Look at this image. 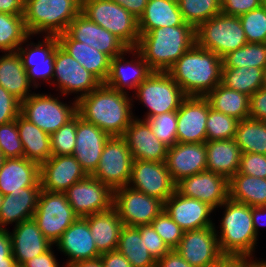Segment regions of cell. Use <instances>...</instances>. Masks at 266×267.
<instances>
[{"mask_svg": "<svg viewBox=\"0 0 266 267\" xmlns=\"http://www.w3.org/2000/svg\"><path fill=\"white\" fill-rule=\"evenodd\" d=\"M41 187H24L21 191L4 195L0 210V229L8 224L17 226L24 220L33 218L37 208Z\"/></svg>", "mask_w": 266, "mask_h": 267, "instance_id": "cell-30", "label": "cell"}, {"mask_svg": "<svg viewBox=\"0 0 266 267\" xmlns=\"http://www.w3.org/2000/svg\"><path fill=\"white\" fill-rule=\"evenodd\" d=\"M0 267H18L15 259H6V263H0Z\"/></svg>", "mask_w": 266, "mask_h": 267, "instance_id": "cell-66", "label": "cell"}, {"mask_svg": "<svg viewBox=\"0 0 266 267\" xmlns=\"http://www.w3.org/2000/svg\"><path fill=\"white\" fill-rule=\"evenodd\" d=\"M132 267H156V260L147 250L137 227L123 226L117 249Z\"/></svg>", "mask_w": 266, "mask_h": 267, "instance_id": "cell-38", "label": "cell"}, {"mask_svg": "<svg viewBox=\"0 0 266 267\" xmlns=\"http://www.w3.org/2000/svg\"><path fill=\"white\" fill-rule=\"evenodd\" d=\"M154 135L168 148L178 142L177 138V111H170L149 117L146 120Z\"/></svg>", "mask_w": 266, "mask_h": 267, "instance_id": "cell-46", "label": "cell"}, {"mask_svg": "<svg viewBox=\"0 0 266 267\" xmlns=\"http://www.w3.org/2000/svg\"><path fill=\"white\" fill-rule=\"evenodd\" d=\"M125 53H132L134 60L126 61ZM153 72L136 48H128L124 53L110 59V72L105 84L120 92H126L125 87L135 89Z\"/></svg>", "mask_w": 266, "mask_h": 267, "instance_id": "cell-23", "label": "cell"}, {"mask_svg": "<svg viewBox=\"0 0 266 267\" xmlns=\"http://www.w3.org/2000/svg\"><path fill=\"white\" fill-rule=\"evenodd\" d=\"M118 5L125 8L129 13L137 19L144 13L148 0H112Z\"/></svg>", "mask_w": 266, "mask_h": 267, "instance_id": "cell-61", "label": "cell"}, {"mask_svg": "<svg viewBox=\"0 0 266 267\" xmlns=\"http://www.w3.org/2000/svg\"><path fill=\"white\" fill-rule=\"evenodd\" d=\"M77 218L65 193L41 190L33 219L53 245Z\"/></svg>", "mask_w": 266, "mask_h": 267, "instance_id": "cell-10", "label": "cell"}, {"mask_svg": "<svg viewBox=\"0 0 266 267\" xmlns=\"http://www.w3.org/2000/svg\"><path fill=\"white\" fill-rule=\"evenodd\" d=\"M17 129L23 145V157L41 165L51 156L50 135L21 114L16 118Z\"/></svg>", "mask_w": 266, "mask_h": 267, "instance_id": "cell-35", "label": "cell"}, {"mask_svg": "<svg viewBox=\"0 0 266 267\" xmlns=\"http://www.w3.org/2000/svg\"><path fill=\"white\" fill-rule=\"evenodd\" d=\"M205 98L209 101L211 108L239 121L249 117L250 96L229 89L221 83L209 92Z\"/></svg>", "mask_w": 266, "mask_h": 267, "instance_id": "cell-37", "label": "cell"}, {"mask_svg": "<svg viewBox=\"0 0 266 267\" xmlns=\"http://www.w3.org/2000/svg\"><path fill=\"white\" fill-rule=\"evenodd\" d=\"M251 215L255 234L258 236L259 226H266V205L260 207H251Z\"/></svg>", "mask_w": 266, "mask_h": 267, "instance_id": "cell-64", "label": "cell"}, {"mask_svg": "<svg viewBox=\"0 0 266 267\" xmlns=\"http://www.w3.org/2000/svg\"><path fill=\"white\" fill-rule=\"evenodd\" d=\"M113 207L123 225L138 227L150 225L163 211L164 203L127 185L114 190Z\"/></svg>", "mask_w": 266, "mask_h": 267, "instance_id": "cell-12", "label": "cell"}, {"mask_svg": "<svg viewBox=\"0 0 266 267\" xmlns=\"http://www.w3.org/2000/svg\"><path fill=\"white\" fill-rule=\"evenodd\" d=\"M263 0H221V13L228 16H237L259 8Z\"/></svg>", "mask_w": 266, "mask_h": 267, "instance_id": "cell-55", "label": "cell"}, {"mask_svg": "<svg viewBox=\"0 0 266 267\" xmlns=\"http://www.w3.org/2000/svg\"><path fill=\"white\" fill-rule=\"evenodd\" d=\"M194 44L195 28L184 22L140 34L136 49L153 71L167 72Z\"/></svg>", "mask_w": 266, "mask_h": 267, "instance_id": "cell-3", "label": "cell"}, {"mask_svg": "<svg viewBox=\"0 0 266 267\" xmlns=\"http://www.w3.org/2000/svg\"><path fill=\"white\" fill-rule=\"evenodd\" d=\"M156 267H193L175 250H170L156 262Z\"/></svg>", "mask_w": 266, "mask_h": 267, "instance_id": "cell-58", "label": "cell"}, {"mask_svg": "<svg viewBox=\"0 0 266 267\" xmlns=\"http://www.w3.org/2000/svg\"><path fill=\"white\" fill-rule=\"evenodd\" d=\"M263 88L266 89V68L264 69V74H263Z\"/></svg>", "mask_w": 266, "mask_h": 267, "instance_id": "cell-70", "label": "cell"}, {"mask_svg": "<svg viewBox=\"0 0 266 267\" xmlns=\"http://www.w3.org/2000/svg\"><path fill=\"white\" fill-rule=\"evenodd\" d=\"M254 267H266V261L254 260Z\"/></svg>", "mask_w": 266, "mask_h": 267, "instance_id": "cell-67", "label": "cell"}, {"mask_svg": "<svg viewBox=\"0 0 266 267\" xmlns=\"http://www.w3.org/2000/svg\"><path fill=\"white\" fill-rule=\"evenodd\" d=\"M222 67L266 68V43H246L222 58Z\"/></svg>", "mask_w": 266, "mask_h": 267, "instance_id": "cell-42", "label": "cell"}, {"mask_svg": "<svg viewBox=\"0 0 266 267\" xmlns=\"http://www.w3.org/2000/svg\"><path fill=\"white\" fill-rule=\"evenodd\" d=\"M21 267H60L54 252L52 251V247L37 257H34L31 260L25 262Z\"/></svg>", "mask_w": 266, "mask_h": 267, "instance_id": "cell-57", "label": "cell"}, {"mask_svg": "<svg viewBox=\"0 0 266 267\" xmlns=\"http://www.w3.org/2000/svg\"><path fill=\"white\" fill-rule=\"evenodd\" d=\"M239 120L210 107L206 122L207 141L234 139Z\"/></svg>", "mask_w": 266, "mask_h": 267, "instance_id": "cell-44", "label": "cell"}, {"mask_svg": "<svg viewBox=\"0 0 266 267\" xmlns=\"http://www.w3.org/2000/svg\"><path fill=\"white\" fill-rule=\"evenodd\" d=\"M205 147L207 171L228 180L238 172L242 151L234 139L206 141Z\"/></svg>", "mask_w": 266, "mask_h": 267, "instance_id": "cell-31", "label": "cell"}, {"mask_svg": "<svg viewBox=\"0 0 266 267\" xmlns=\"http://www.w3.org/2000/svg\"><path fill=\"white\" fill-rule=\"evenodd\" d=\"M6 259H14V257L10 232L5 228L0 229V263H6Z\"/></svg>", "mask_w": 266, "mask_h": 267, "instance_id": "cell-60", "label": "cell"}, {"mask_svg": "<svg viewBox=\"0 0 266 267\" xmlns=\"http://www.w3.org/2000/svg\"><path fill=\"white\" fill-rule=\"evenodd\" d=\"M247 43H266V3L239 17Z\"/></svg>", "mask_w": 266, "mask_h": 267, "instance_id": "cell-45", "label": "cell"}, {"mask_svg": "<svg viewBox=\"0 0 266 267\" xmlns=\"http://www.w3.org/2000/svg\"><path fill=\"white\" fill-rule=\"evenodd\" d=\"M175 191L181 196L198 199L214 210L229 198L228 179L209 171L182 178L176 183Z\"/></svg>", "mask_w": 266, "mask_h": 267, "instance_id": "cell-17", "label": "cell"}, {"mask_svg": "<svg viewBox=\"0 0 266 267\" xmlns=\"http://www.w3.org/2000/svg\"><path fill=\"white\" fill-rule=\"evenodd\" d=\"M89 224L98 251L102 253L117 249L123 223L114 207L84 217Z\"/></svg>", "mask_w": 266, "mask_h": 267, "instance_id": "cell-32", "label": "cell"}, {"mask_svg": "<svg viewBox=\"0 0 266 267\" xmlns=\"http://www.w3.org/2000/svg\"><path fill=\"white\" fill-rule=\"evenodd\" d=\"M72 39L94 46L95 22L80 12L65 31Z\"/></svg>", "mask_w": 266, "mask_h": 267, "instance_id": "cell-51", "label": "cell"}, {"mask_svg": "<svg viewBox=\"0 0 266 267\" xmlns=\"http://www.w3.org/2000/svg\"><path fill=\"white\" fill-rule=\"evenodd\" d=\"M58 45L92 73L101 83H105L110 72V58L84 42L72 39L66 32L56 36Z\"/></svg>", "mask_w": 266, "mask_h": 267, "instance_id": "cell-29", "label": "cell"}, {"mask_svg": "<svg viewBox=\"0 0 266 267\" xmlns=\"http://www.w3.org/2000/svg\"><path fill=\"white\" fill-rule=\"evenodd\" d=\"M183 23L177 0H148L144 13L138 19V28L140 34H145L159 27Z\"/></svg>", "mask_w": 266, "mask_h": 267, "instance_id": "cell-33", "label": "cell"}, {"mask_svg": "<svg viewBox=\"0 0 266 267\" xmlns=\"http://www.w3.org/2000/svg\"><path fill=\"white\" fill-rule=\"evenodd\" d=\"M0 86L20 102L31 95L29 91L32 84L17 51L0 56Z\"/></svg>", "mask_w": 266, "mask_h": 267, "instance_id": "cell-34", "label": "cell"}, {"mask_svg": "<svg viewBox=\"0 0 266 267\" xmlns=\"http://www.w3.org/2000/svg\"><path fill=\"white\" fill-rule=\"evenodd\" d=\"M20 114L51 135L77 114V101L71 106L51 94L32 93L21 102Z\"/></svg>", "mask_w": 266, "mask_h": 267, "instance_id": "cell-9", "label": "cell"}, {"mask_svg": "<svg viewBox=\"0 0 266 267\" xmlns=\"http://www.w3.org/2000/svg\"><path fill=\"white\" fill-rule=\"evenodd\" d=\"M157 234L164 240L168 247L175 249L183 237L182 228L163 211L151 222Z\"/></svg>", "mask_w": 266, "mask_h": 267, "instance_id": "cell-49", "label": "cell"}, {"mask_svg": "<svg viewBox=\"0 0 266 267\" xmlns=\"http://www.w3.org/2000/svg\"><path fill=\"white\" fill-rule=\"evenodd\" d=\"M254 256L225 255L222 267H254Z\"/></svg>", "mask_w": 266, "mask_h": 267, "instance_id": "cell-62", "label": "cell"}, {"mask_svg": "<svg viewBox=\"0 0 266 267\" xmlns=\"http://www.w3.org/2000/svg\"><path fill=\"white\" fill-rule=\"evenodd\" d=\"M44 37L43 42L26 44L25 48L21 44L17 49L28 79L34 88H38L40 84H37V79L41 78L43 81L49 82L53 80L54 75L55 49L58 39L56 36L45 35Z\"/></svg>", "mask_w": 266, "mask_h": 267, "instance_id": "cell-20", "label": "cell"}, {"mask_svg": "<svg viewBox=\"0 0 266 267\" xmlns=\"http://www.w3.org/2000/svg\"><path fill=\"white\" fill-rule=\"evenodd\" d=\"M23 15L0 12V51L16 52L19 46L30 40Z\"/></svg>", "mask_w": 266, "mask_h": 267, "instance_id": "cell-41", "label": "cell"}, {"mask_svg": "<svg viewBox=\"0 0 266 267\" xmlns=\"http://www.w3.org/2000/svg\"><path fill=\"white\" fill-rule=\"evenodd\" d=\"M229 199L251 207L266 205V178L236 173L228 180Z\"/></svg>", "mask_w": 266, "mask_h": 267, "instance_id": "cell-36", "label": "cell"}, {"mask_svg": "<svg viewBox=\"0 0 266 267\" xmlns=\"http://www.w3.org/2000/svg\"><path fill=\"white\" fill-rule=\"evenodd\" d=\"M247 43L239 17L218 14L195 28V44L223 58Z\"/></svg>", "mask_w": 266, "mask_h": 267, "instance_id": "cell-7", "label": "cell"}, {"mask_svg": "<svg viewBox=\"0 0 266 267\" xmlns=\"http://www.w3.org/2000/svg\"><path fill=\"white\" fill-rule=\"evenodd\" d=\"M185 23L196 28L221 13V0H177Z\"/></svg>", "mask_w": 266, "mask_h": 267, "instance_id": "cell-43", "label": "cell"}, {"mask_svg": "<svg viewBox=\"0 0 266 267\" xmlns=\"http://www.w3.org/2000/svg\"><path fill=\"white\" fill-rule=\"evenodd\" d=\"M3 199H4V195L0 192V210H1V206L3 204Z\"/></svg>", "mask_w": 266, "mask_h": 267, "instance_id": "cell-71", "label": "cell"}, {"mask_svg": "<svg viewBox=\"0 0 266 267\" xmlns=\"http://www.w3.org/2000/svg\"><path fill=\"white\" fill-rule=\"evenodd\" d=\"M223 266V258L221 260H219L218 262L209 265V266H205V267H222Z\"/></svg>", "mask_w": 266, "mask_h": 267, "instance_id": "cell-68", "label": "cell"}, {"mask_svg": "<svg viewBox=\"0 0 266 267\" xmlns=\"http://www.w3.org/2000/svg\"><path fill=\"white\" fill-rule=\"evenodd\" d=\"M12 255L18 267L28 260L48 251L53 244L43 235L36 221L31 218L24 220L10 232Z\"/></svg>", "mask_w": 266, "mask_h": 267, "instance_id": "cell-27", "label": "cell"}, {"mask_svg": "<svg viewBox=\"0 0 266 267\" xmlns=\"http://www.w3.org/2000/svg\"><path fill=\"white\" fill-rule=\"evenodd\" d=\"M77 114L50 135L52 155H72L75 148Z\"/></svg>", "mask_w": 266, "mask_h": 267, "instance_id": "cell-47", "label": "cell"}, {"mask_svg": "<svg viewBox=\"0 0 266 267\" xmlns=\"http://www.w3.org/2000/svg\"><path fill=\"white\" fill-rule=\"evenodd\" d=\"M215 226L185 231L175 250L193 267H205L221 260Z\"/></svg>", "mask_w": 266, "mask_h": 267, "instance_id": "cell-16", "label": "cell"}, {"mask_svg": "<svg viewBox=\"0 0 266 267\" xmlns=\"http://www.w3.org/2000/svg\"><path fill=\"white\" fill-rule=\"evenodd\" d=\"M20 110L21 102L0 86V125L15 120Z\"/></svg>", "mask_w": 266, "mask_h": 267, "instance_id": "cell-54", "label": "cell"}, {"mask_svg": "<svg viewBox=\"0 0 266 267\" xmlns=\"http://www.w3.org/2000/svg\"><path fill=\"white\" fill-rule=\"evenodd\" d=\"M164 210L184 232L215 226L210 219L212 207L198 199L181 196L176 191L164 202Z\"/></svg>", "mask_w": 266, "mask_h": 267, "instance_id": "cell-21", "label": "cell"}, {"mask_svg": "<svg viewBox=\"0 0 266 267\" xmlns=\"http://www.w3.org/2000/svg\"><path fill=\"white\" fill-rule=\"evenodd\" d=\"M82 0H25L24 23L30 36H57L81 12Z\"/></svg>", "mask_w": 266, "mask_h": 267, "instance_id": "cell-5", "label": "cell"}, {"mask_svg": "<svg viewBox=\"0 0 266 267\" xmlns=\"http://www.w3.org/2000/svg\"><path fill=\"white\" fill-rule=\"evenodd\" d=\"M68 267H103V264L99 257L91 260L78 261L69 265Z\"/></svg>", "mask_w": 266, "mask_h": 267, "instance_id": "cell-65", "label": "cell"}, {"mask_svg": "<svg viewBox=\"0 0 266 267\" xmlns=\"http://www.w3.org/2000/svg\"><path fill=\"white\" fill-rule=\"evenodd\" d=\"M103 267H132L130 262L117 250L100 255Z\"/></svg>", "mask_w": 266, "mask_h": 267, "instance_id": "cell-59", "label": "cell"}, {"mask_svg": "<svg viewBox=\"0 0 266 267\" xmlns=\"http://www.w3.org/2000/svg\"><path fill=\"white\" fill-rule=\"evenodd\" d=\"M5 159L6 158L4 157L3 153L0 151V170H1L2 166H3V163H4Z\"/></svg>", "mask_w": 266, "mask_h": 267, "instance_id": "cell-69", "label": "cell"}, {"mask_svg": "<svg viewBox=\"0 0 266 267\" xmlns=\"http://www.w3.org/2000/svg\"><path fill=\"white\" fill-rule=\"evenodd\" d=\"M165 164L175 183L184 177L207 171L205 142H177L167 149Z\"/></svg>", "mask_w": 266, "mask_h": 267, "instance_id": "cell-24", "label": "cell"}, {"mask_svg": "<svg viewBox=\"0 0 266 267\" xmlns=\"http://www.w3.org/2000/svg\"><path fill=\"white\" fill-rule=\"evenodd\" d=\"M222 58L194 44L167 71L186 96L205 97L221 83Z\"/></svg>", "mask_w": 266, "mask_h": 267, "instance_id": "cell-2", "label": "cell"}, {"mask_svg": "<svg viewBox=\"0 0 266 267\" xmlns=\"http://www.w3.org/2000/svg\"><path fill=\"white\" fill-rule=\"evenodd\" d=\"M94 47L110 59L124 53L128 47L115 35L95 23Z\"/></svg>", "mask_w": 266, "mask_h": 267, "instance_id": "cell-50", "label": "cell"}, {"mask_svg": "<svg viewBox=\"0 0 266 267\" xmlns=\"http://www.w3.org/2000/svg\"><path fill=\"white\" fill-rule=\"evenodd\" d=\"M249 117L266 122V89L261 88L250 96Z\"/></svg>", "mask_w": 266, "mask_h": 267, "instance_id": "cell-56", "label": "cell"}, {"mask_svg": "<svg viewBox=\"0 0 266 267\" xmlns=\"http://www.w3.org/2000/svg\"><path fill=\"white\" fill-rule=\"evenodd\" d=\"M237 173L266 178V155L242 153Z\"/></svg>", "mask_w": 266, "mask_h": 267, "instance_id": "cell-53", "label": "cell"}, {"mask_svg": "<svg viewBox=\"0 0 266 267\" xmlns=\"http://www.w3.org/2000/svg\"><path fill=\"white\" fill-rule=\"evenodd\" d=\"M55 244L68 256L69 261L65 267L78 261L96 259L101 255L92 237L88 221L83 217H78Z\"/></svg>", "mask_w": 266, "mask_h": 267, "instance_id": "cell-26", "label": "cell"}, {"mask_svg": "<svg viewBox=\"0 0 266 267\" xmlns=\"http://www.w3.org/2000/svg\"><path fill=\"white\" fill-rule=\"evenodd\" d=\"M49 84L58 86L57 88L63 95L69 93L79 94L80 92V96L77 95L75 99L77 101L97 89L102 83L76 59L57 45L55 49L53 81Z\"/></svg>", "mask_w": 266, "mask_h": 267, "instance_id": "cell-13", "label": "cell"}, {"mask_svg": "<svg viewBox=\"0 0 266 267\" xmlns=\"http://www.w3.org/2000/svg\"><path fill=\"white\" fill-rule=\"evenodd\" d=\"M264 69L255 67H222L221 84L251 96L263 88Z\"/></svg>", "mask_w": 266, "mask_h": 267, "instance_id": "cell-40", "label": "cell"}, {"mask_svg": "<svg viewBox=\"0 0 266 267\" xmlns=\"http://www.w3.org/2000/svg\"><path fill=\"white\" fill-rule=\"evenodd\" d=\"M24 187H41L40 165L25 157L5 159L0 170V192L9 195Z\"/></svg>", "mask_w": 266, "mask_h": 267, "instance_id": "cell-28", "label": "cell"}, {"mask_svg": "<svg viewBox=\"0 0 266 267\" xmlns=\"http://www.w3.org/2000/svg\"><path fill=\"white\" fill-rule=\"evenodd\" d=\"M207 118L208 100L205 97L187 96L177 110L178 143L206 142Z\"/></svg>", "mask_w": 266, "mask_h": 267, "instance_id": "cell-19", "label": "cell"}, {"mask_svg": "<svg viewBox=\"0 0 266 267\" xmlns=\"http://www.w3.org/2000/svg\"><path fill=\"white\" fill-rule=\"evenodd\" d=\"M25 0H0V12L12 15H24Z\"/></svg>", "mask_w": 266, "mask_h": 267, "instance_id": "cell-63", "label": "cell"}, {"mask_svg": "<svg viewBox=\"0 0 266 267\" xmlns=\"http://www.w3.org/2000/svg\"><path fill=\"white\" fill-rule=\"evenodd\" d=\"M81 12L128 48H136L140 33L138 19L112 0H82Z\"/></svg>", "mask_w": 266, "mask_h": 267, "instance_id": "cell-6", "label": "cell"}, {"mask_svg": "<svg viewBox=\"0 0 266 267\" xmlns=\"http://www.w3.org/2000/svg\"><path fill=\"white\" fill-rule=\"evenodd\" d=\"M234 141L242 153L266 155V122L250 117L237 124Z\"/></svg>", "mask_w": 266, "mask_h": 267, "instance_id": "cell-39", "label": "cell"}, {"mask_svg": "<svg viewBox=\"0 0 266 267\" xmlns=\"http://www.w3.org/2000/svg\"><path fill=\"white\" fill-rule=\"evenodd\" d=\"M122 137L134 160L165 162L168 147L154 135L146 120L133 118Z\"/></svg>", "mask_w": 266, "mask_h": 267, "instance_id": "cell-22", "label": "cell"}, {"mask_svg": "<svg viewBox=\"0 0 266 267\" xmlns=\"http://www.w3.org/2000/svg\"><path fill=\"white\" fill-rule=\"evenodd\" d=\"M133 161L124 138L122 136L109 137L98 166L91 176L114 191L129 184Z\"/></svg>", "mask_w": 266, "mask_h": 267, "instance_id": "cell-11", "label": "cell"}, {"mask_svg": "<svg viewBox=\"0 0 266 267\" xmlns=\"http://www.w3.org/2000/svg\"><path fill=\"white\" fill-rule=\"evenodd\" d=\"M137 228L140 231L141 238L144 239L147 250L156 261L163 258L171 250L151 224L140 225Z\"/></svg>", "mask_w": 266, "mask_h": 267, "instance_id": "cell-52", "label": "cell"}, {"mask_svg": "<svg viewBox=\"0 0 266 267\" xmlns=\"http://www.w3.org/2000/svg\"><path fill=\"white\" fill-rule=\"evenodd\" d=\"M64 193L78 217L84 218L113 207L114 191L91 175L73 184Z\"/></svg>", "mask_w": 266, "mask_h": 267, "instance_id": "cell-14", "label": "cell"}, {"mask_svg": "<svg viewBox=\"0 0 266 267\" xmlns=\"http://www.w3.org/2000/svg\"><path fill=\"white\" fill-rule=\"evenodd\" d=\"M128 95L102 83L97 89L77 100V114L110 137L123 136L134 118L131 110L134 106L133 99Z\"/></svg>", "mask_w": 266, "mask_h": 267, "instance_id": "cell-1", "label": "cell"}, {"mask_svg": "<svg viewBox=\"0 0 266 267\" xmlns=\"http://www.w3.org/2000/svg\"><path fill=\"white\" fill-rule=\"evenodd\" d=\"M134 92L137 93L135 99L140 100L149 110L144 120L177 111L187 97L173 78L167 72L161 71H153Z\"/></svg>", "mask_w": 266, "mask_h": 267, "instance_id": "cell-8", "label": "cell"}, {"mask_svg": "<svg viewBox=\"0 0 266 267\" xmlns=\"http://www.w3.org/2000/svg\"><path fill=\"white\" fill-rule=\"evenodd\" d=\"M109 135L77 114L76 141L73 156L88 175L97 168Z\"/></svg>", "mask_w": 266, "mask_h": 267, "instance_id": "cell-25", "label": "cell"}, {"mask_svg": "<svg viewBox=\"0 0 266 267\" xmlns=\"http://www.w3.org/2000/svg\"><path fill=\"white\" fill-rule=\"evenodd\" d=\"M128 186L164 203L175 192L176 183L165 162L134 160Z\"/></svg>", "mask_w": 266, "mask_h": 267, "instance_id": "cell-15", "label": "cell"}, {"mask_svg": "<svg viewBox=\"0 0 266 267\" xmlns=\"http://www.w3.org/2000/svg\"><path fill=\"white\" fill-rule=\"evenodd\" d=\"M0 151L6 159L23 157V145L19 137L16 119L0 125Z\"/></svg>", "mask_w": 266, "mask_h": 267, "instance_id": "cell-48", "label": "cell"}, {"mask_svg": "<svg viewBox=\"0 0 266 267\" xmlns=\"http://www.w3.org/2000/svg\"><path fill=\"white\" fill-rule=\"evenodd\" d=\"M224 209L219 248L224 255L253 256L257 236L252 222L251 206L227 199L220 207Z\"/></svg>", "mask_w": 266, "mask_h": 267, "instance_id": "cell-4", "label": "cell"}, {"mask_svg": "<svg viewBox=\"0 0 266 267\" xmlns=\"http://www.w3.org/2000/svg\"><path fill=\"white\" fill-rule=\"evenodd\" d=\"M88 174L73 155H52L40 165L41 189L64 193Z\"/></svg>", "mask_w": 266, "mask_h": 267, "instance_id": "cell-18", "label": "cell"}]
</instances>
